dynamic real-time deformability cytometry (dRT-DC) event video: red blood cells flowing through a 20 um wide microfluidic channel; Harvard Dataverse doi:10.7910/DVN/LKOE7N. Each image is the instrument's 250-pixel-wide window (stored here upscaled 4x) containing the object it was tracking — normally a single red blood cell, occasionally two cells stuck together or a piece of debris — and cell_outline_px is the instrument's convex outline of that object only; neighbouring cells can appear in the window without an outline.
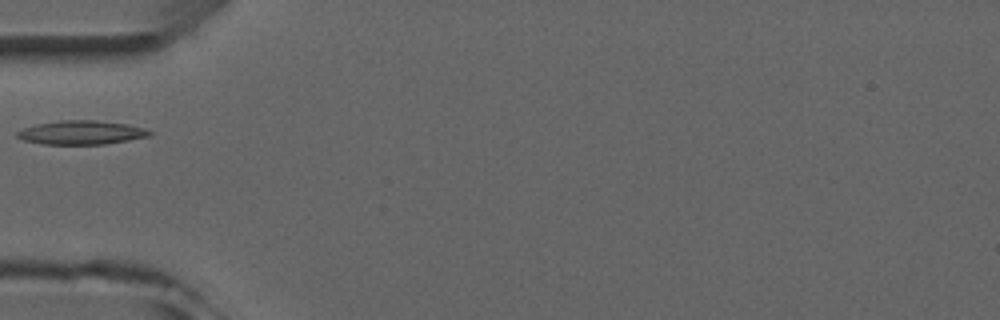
{"species": "common noctule bat (a hibernating species)", "species_latin": "Nyctalus noctula", "temperature_condition": "room temperature", "stored_images_in_passage": 6, "camera_frame_rate_fps": 3000, "um_per_image_px": 0.085, "animal": {"sex": "male", "forearm_length_mm": 52.5}, "frame": {"image": 1, "passage_image": 6, "time_ms": 5.667, "image_size_px": [1000, 320], "cell_outline_px": [[152, 132], [148, 136], [128, 140], [104, 144], [44, 144], [24, 140], [16, 136], [16, 132], [24, 128], [36, 124], [60, 120], [96, 120], [128, 124], [144, 128]], "centroid_in_image_um": [6.9, 11.26], "position_along_channel_um": 78.1, "area_um2": 18.26}}